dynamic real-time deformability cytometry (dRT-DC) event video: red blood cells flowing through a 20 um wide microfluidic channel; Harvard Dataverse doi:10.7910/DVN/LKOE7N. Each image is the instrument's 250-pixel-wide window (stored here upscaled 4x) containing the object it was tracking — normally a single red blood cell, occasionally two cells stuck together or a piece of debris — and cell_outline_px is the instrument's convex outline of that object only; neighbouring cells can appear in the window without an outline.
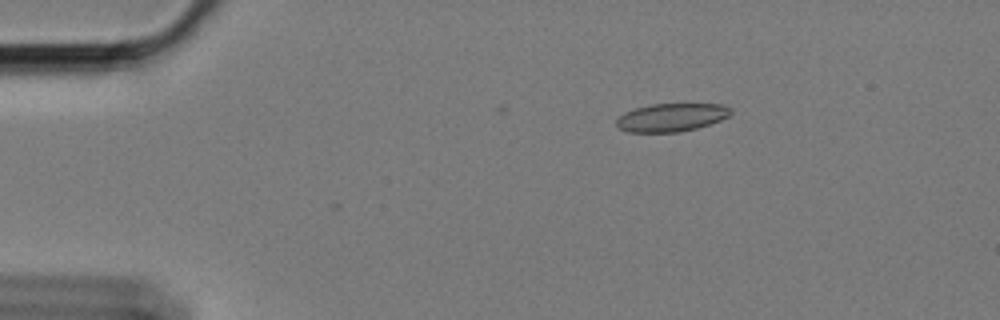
{"species": "Egyptian fruit bat (a non-hibernating species)", "species_latin": "Rousettus aegyptiacus", "temperature_condition": "cold", "stored_images_in_passage": 6, "camera_frame_rate_fps": 3000, "um_per_image_px": 0.085, "animal": {"sex": "female"}, "frame": {"image": 1, "passage_image": 6, "time_ms": 1.667, "image_size_px": [1000, 320], "cell_outline_px": [[732, 112], [728, 116], [720, 120], [696, 128], [680, 132], [628, 132], [620, 128], [616, 124], [616, 120], [624, 112], [636, 108], [652, 104], [720, 104], [732, 108]], "centroid_in_image_um": [57.07, 9.98], "position_along_channel_um": 27.9, "area_um2": 18.61}}